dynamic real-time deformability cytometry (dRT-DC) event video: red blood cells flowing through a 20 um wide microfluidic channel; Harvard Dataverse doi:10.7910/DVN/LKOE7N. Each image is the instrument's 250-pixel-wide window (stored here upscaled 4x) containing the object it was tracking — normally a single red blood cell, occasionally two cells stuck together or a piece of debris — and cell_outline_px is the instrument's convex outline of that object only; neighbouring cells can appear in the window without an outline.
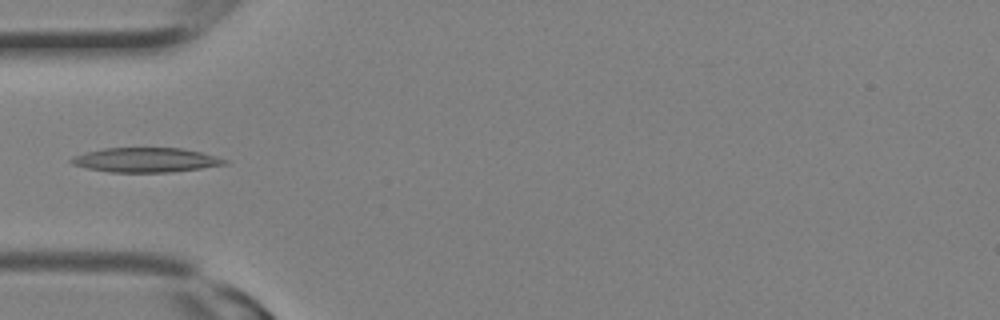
{"species": "Egyptian fruit bat (a non-hibernating species)", "species_latin": "Rousettus aegyptiacus", "temperature_condition": "room temperature", "stored_images_in_passage": 8, "camera_frame_rate_fps": 3000, "um_per_image_px": 0.085, "animal": {"sex": "female"}, "frame": {"image": 1, "passage_image": 7, "time_ms": 2.0, "image_size_px": [1000, 320], "cell_outline_px": [[228, 164], [172, 172], [108, 172], [88, 168], [72, 164], [68, 160], [72, 156], [84, 152], [104, 148], [180, 148], [200, 152], [228, 160]], "centroid_in_image_um": [12.34, 13.6], "position_along_channel_um": 72.7, "area_um2": 21.85}}